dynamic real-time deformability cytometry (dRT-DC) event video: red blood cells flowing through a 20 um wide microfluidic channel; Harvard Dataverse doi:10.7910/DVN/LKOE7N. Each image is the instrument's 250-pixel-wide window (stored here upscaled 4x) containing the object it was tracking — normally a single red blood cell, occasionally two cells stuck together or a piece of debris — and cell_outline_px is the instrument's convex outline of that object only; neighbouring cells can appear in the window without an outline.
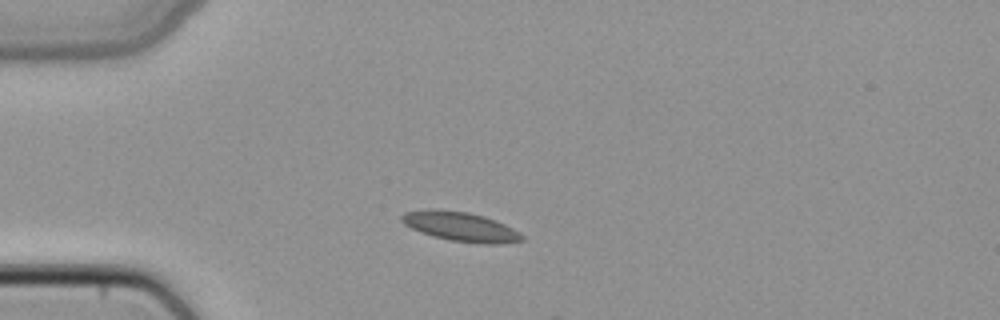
{"species": "common noctule bat (a hibernating species)", "species_latin": "Nyctalus noctula", "temperature_condition": "cold", "stored_images_in_passage": 1, "camera_frame_rate_fps": 3000, "um_per_image_px": 0.085, "animal": {"sex": "female", "body_mass_g": 22.7, "forearm_length_mm": 54.2}, "frame": {"image": 1, "passage_image": 1, "time_ms": 0.0, "image_size_px": [1000, 320], "cell_outline_px": [[524, 240], [504, 244], [480, 244], [452, 240], [420, 232], [404, 224], [400, 220], [400, 216], [404, 212], [432, 208], [468, 212], [484, 216], [496, 220], [520, 232], [524, 236]], "centroid_in_image_um": [39.17, 19.25], "position_along_channel_um": 45.8, "area_um2": 20.69}}